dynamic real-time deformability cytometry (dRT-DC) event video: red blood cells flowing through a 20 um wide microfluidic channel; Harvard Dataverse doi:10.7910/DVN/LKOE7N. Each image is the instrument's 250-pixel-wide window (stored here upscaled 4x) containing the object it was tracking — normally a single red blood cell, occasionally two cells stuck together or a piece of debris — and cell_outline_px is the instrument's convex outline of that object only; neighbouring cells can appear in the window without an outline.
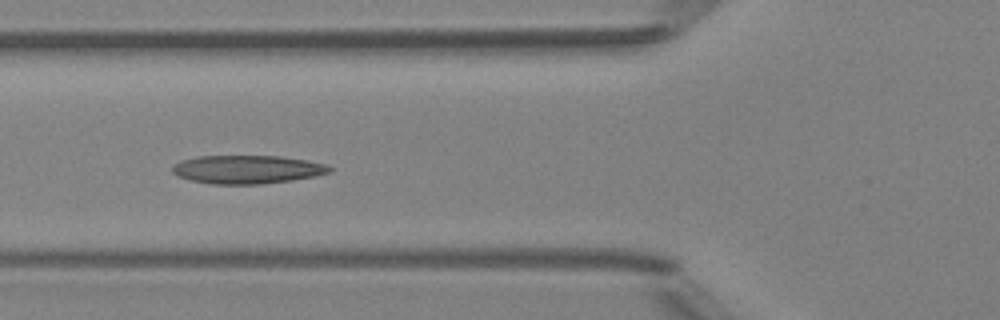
{"species": "Egyptian fruit bat (a non-hibernating species)", "species_latin": "Rousettus aegyptiacus", "temperature_condition": "room temperature", "stored_images_in_passage": 7, "camera_frame_rate_fps": 3000, "um_per_image_px": 0.085, "animal": {"sex": "female"}, "frame": {"image": 1, "passage_image": 5, "time_ms": 5.333, "image_size_px": [1000, 320], "cell_outline_px": [[332, 172], [316, 176], [292, 180], [260, 184], [212, 184], [192, 180], [176, 176], [172, 172], [172, 168], [180, 160], [196, 156], [280, 156], [308, 160], [328, 164], [332, 168]], "centroid_in_image_um": [21.04, 14.4], "position_along_channel_um": 104.8, "area_um2": 26.18}}
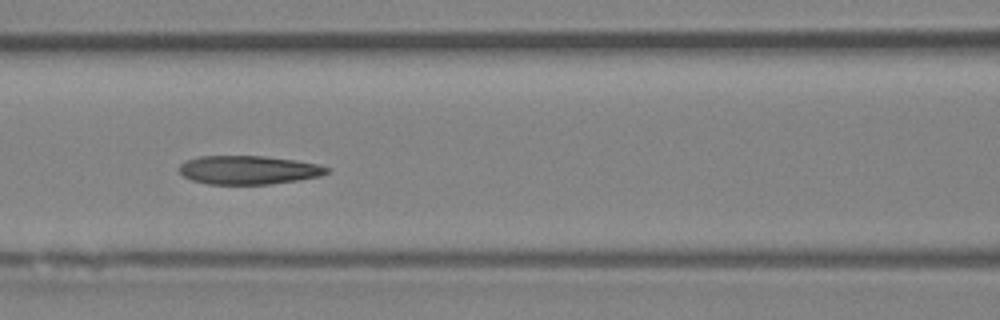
{"frame": {"image": 2, "passage_image": 6, "time_ms": 6.333, "image_size_px": [1000, 320], "cell_outline_px": [[332, 168], [328, 172], [320, 176], [272, 184], [208, 184], [192, 180], [184, 176], [180, 172], [180, 164], [188, 160], [200, 156], [264, 156], [296, 160], [316, 164]], "centroid_in_image_um": [21.14, 14.45], "position_along_channel_um": 145.5, "area_um2": 24.51}}
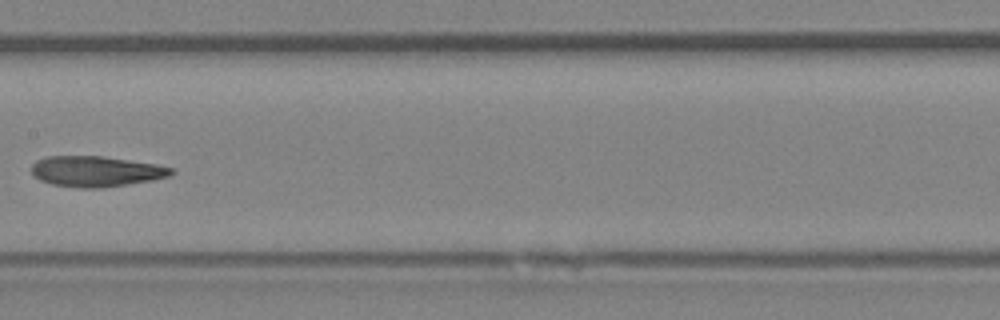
{"frame": {"image": 3, "passage_image": 7, "time_ms": 7.667, "image_size_px": [1000, 320], "cell_outline_px": [[172, 172], [168, 176], [152, 180], [100, 188], [80, 188], [52, 184], [40, 180], [32, 176], [32, 164], [36, 160], [48, 156], [100, 156], [156, 164], [172, 168]], "centroid_in_image_um": [8.09, 14.56], "position_along_channel_um": 199.3, "area_um2": 24.68}}